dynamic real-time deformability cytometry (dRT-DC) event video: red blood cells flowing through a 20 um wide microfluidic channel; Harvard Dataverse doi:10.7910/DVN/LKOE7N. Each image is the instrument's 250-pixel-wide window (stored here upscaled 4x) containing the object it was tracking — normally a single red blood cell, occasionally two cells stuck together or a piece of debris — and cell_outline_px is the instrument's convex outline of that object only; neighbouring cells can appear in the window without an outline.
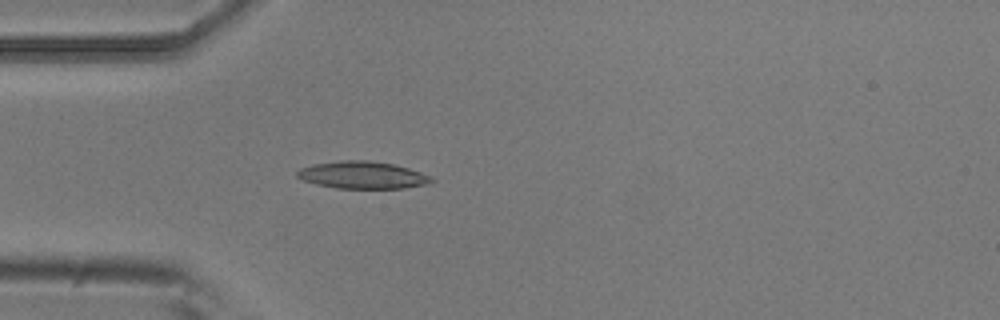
{"species": "common noctule bat (a hibernating species)", "species_latin": "Nyctalus noctula", "temperature_condition": "room temperature", "stored_images_in_passage": 5, "camera_frame_rate_fps": 3000, "um_per_image_px": 0.085, "animal": {"sex": "male", "body_mass_g": 20.5, "forearm_length_mm": 52.5}, "frame": {"image": 1, "passage_image": 5, "time_ms": 1.333, "image_size_px": [1000, 320], "cell_outline_px": [[436, 180], [428, 184], [404, 188], [336, 188], [316, 184], [304, 180], [296, 176], [296, 172], [300, 168], [312, 164], [340, 160], [368, 160], [392, 164], [408, 168], [432, 176]], "centroid_in_image_um": [30.82, 14.88], "position_along_channel_um": 54.2, "area_um2": 21.39}}